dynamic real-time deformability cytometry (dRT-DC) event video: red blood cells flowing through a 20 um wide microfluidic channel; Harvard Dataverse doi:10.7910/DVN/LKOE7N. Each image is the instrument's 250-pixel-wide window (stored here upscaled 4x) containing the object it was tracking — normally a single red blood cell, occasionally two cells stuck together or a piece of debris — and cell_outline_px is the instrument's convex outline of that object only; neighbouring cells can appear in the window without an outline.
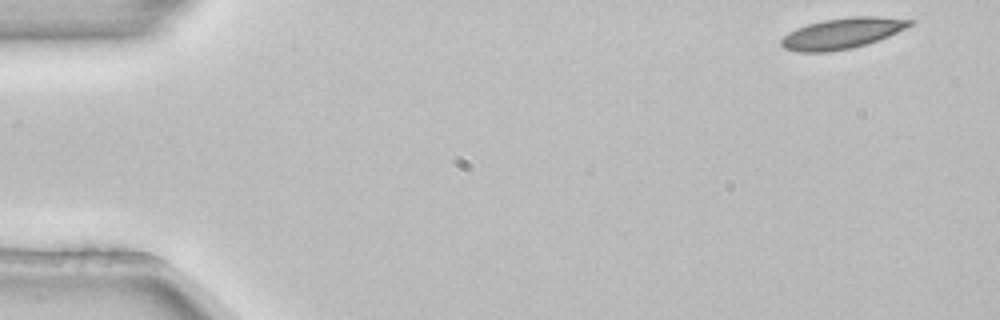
{"species": "common noctule bat (a hibernating species)", "species_latin": "Nyctalus noctula", "temperature_condition": "room temperature", "stored_images_in_passage": 4, "camera_frame_rate_fps": 3000, "um_per_image_px": 0.085, "animal": {"sex": "female", "body_mass_g": 22.7, "forearm_length_mm": 54.2}, "frame": {"image": 1, "passage_image": 1, "time_ms": 0.0, "image_size_px": [1000, 320], "cell_outline_px": [[916, 20], [912, 24], [888, 36], [852, 48], [828, 52], [796, 52], [784, 48], [780, 44], [780, 40], [788, 32], [796, 28], [808, 24], [824, 20], [852, 16], [876, 16]], "centroid_in_image_um": [71.54, 2.83], "position_along_channel_um": 13.5, "area_um2": 22.89}}